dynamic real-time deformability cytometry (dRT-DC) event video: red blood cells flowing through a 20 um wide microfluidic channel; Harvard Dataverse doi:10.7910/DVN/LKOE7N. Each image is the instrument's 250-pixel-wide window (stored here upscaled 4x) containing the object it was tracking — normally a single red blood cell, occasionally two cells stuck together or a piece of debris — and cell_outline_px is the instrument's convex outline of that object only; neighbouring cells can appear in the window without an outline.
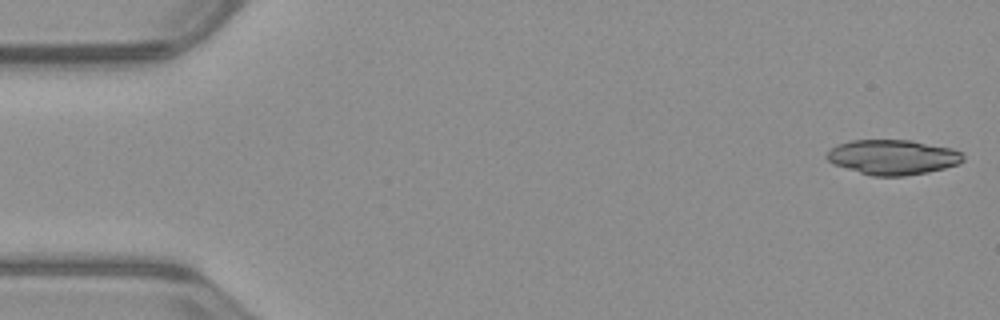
{"species": "common noctule bat (a hibernating species)", "species_latin": "Nyctalus noctula", "temperature_condition": "warm", "stored_images_in_passage": 51, "camera_frame_rate_fps": 3000, "um_per_image_px": 0.085, "animal": {"sex": "male", "body_mass_g": 23.1, "forearm_length_mm": 52.7}, "frame": {"image": 1, "passage_image": 1, "time_ms": 0.0, "image_size_px": [1000, 320], "cell_outline_px": [[964, 160], [960, 164], [928, 172], [904, 176], [872, 176], [832, 164], [824, 156], [836, 144], [852, 140], [912, 140], [952, 148], [960, 152], [964, 156]], "centroid_in_image_um": [75.88, 13.36], "position_along_channel_um": 9.1, "area_um2": 27.92}}